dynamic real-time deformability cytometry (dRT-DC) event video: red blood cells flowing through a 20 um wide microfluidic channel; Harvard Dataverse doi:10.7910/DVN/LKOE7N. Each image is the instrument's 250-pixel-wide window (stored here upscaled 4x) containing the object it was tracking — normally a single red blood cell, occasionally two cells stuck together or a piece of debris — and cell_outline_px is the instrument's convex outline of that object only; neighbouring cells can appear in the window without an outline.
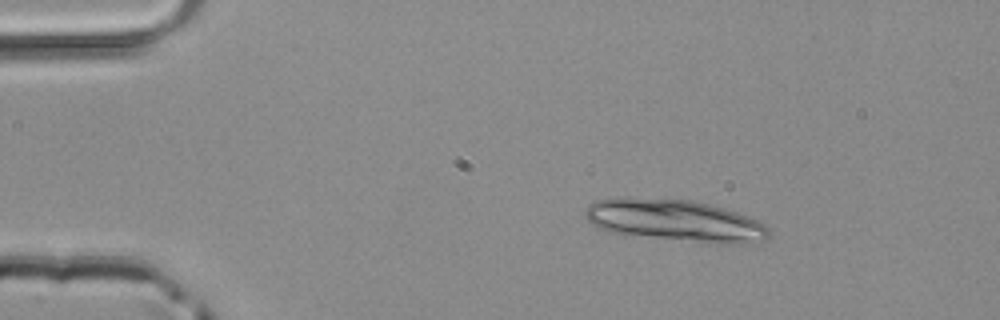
{"species": "common noctule bat (a hibernating species)", "species_latin": "Nyctalus noctula", "temperature_condition": "room temperature", "stored_images_in_passage": 13, "camera_frame_rate_fps": 3000, "um_per_image_px": 0.085, "animal": {"sex": "male", "body_mass_g": 20.4}, "frame": {"image": 1, "passage_image": 1, "time_ms": 0.0, "image_size_px": [1000, 320], "cell_outline_px": [[772, 236], [768, 240], [740, 244], [716, 244], [608, 232], [592, 224], [584, 216], [584, 208], [588, 204], [596, 200], [692, 200], [724, 208], [748, 216], [764, 224], [772, 232]], "centroid_in_image_um": [57.48, 18.8], "position_along_channel_um": 27.5, "area_um2": 44.04}}